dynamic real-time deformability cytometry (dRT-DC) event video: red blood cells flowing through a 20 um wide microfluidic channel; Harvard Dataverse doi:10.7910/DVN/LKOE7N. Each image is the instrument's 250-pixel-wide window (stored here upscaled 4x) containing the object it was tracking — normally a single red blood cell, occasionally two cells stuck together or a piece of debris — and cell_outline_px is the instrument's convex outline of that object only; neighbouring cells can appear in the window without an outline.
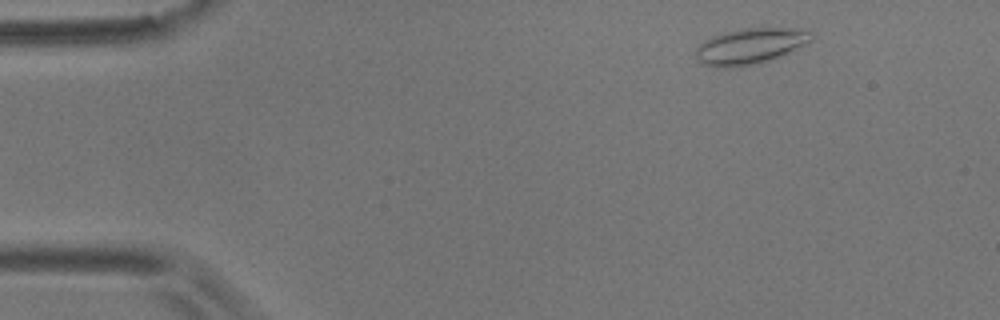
{"species": "common noctule bat (a hibernating species)", "species_latin": "Nyctalus noctula", "temperature_condition": "room temperature", "stored_images_in_passage": 4, "camera_frame_rate_fps": 3000, "um_per_image_px": 0.085, "animal": {"sex": "male", "body_mass_g": 17.9}, "frame": {"image": 1, "passage_image": 4, "time_ms": 4.667, "image_size_px": [1000, 320], "cell_outline_px": [[812, 40], [780, 56], [760, 64], [736, 68], [716, 68], [704, 64], [696, 60], [696, 48], [704, 40], [712, 36], [740, 28], [796, 28], [812, 32]], "centroid_in_image_um": [63.72, 3.94], "position_along_channel_um": 21.3, "area_um2": 24.33}}